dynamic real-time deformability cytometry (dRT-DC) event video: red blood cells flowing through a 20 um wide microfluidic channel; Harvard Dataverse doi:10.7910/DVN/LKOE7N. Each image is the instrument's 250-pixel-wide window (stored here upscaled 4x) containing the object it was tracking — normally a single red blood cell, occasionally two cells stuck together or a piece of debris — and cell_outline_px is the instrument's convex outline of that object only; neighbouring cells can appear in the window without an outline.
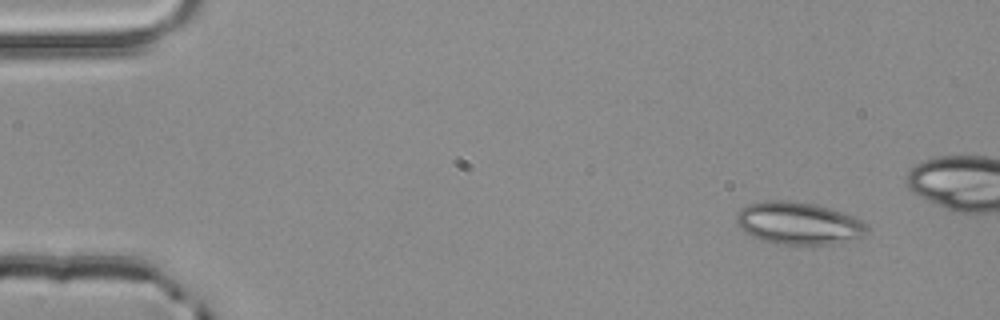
{"species": "common noctule bat (a hibernating species)", "species_latin": "Nyctalus noctula", "temperature_condition": "room temperature", "stored_images_in_passage": 4, "camera_frame_rate_fps": 3000, "um_per_image_px": 0.085, "animal": {"sex": "male", "body_mass_g": 20.4}, "frame": {"image": 1, "passage_image": 1, "time_ms": 0.0, "image_size_px": [1000, 320], "cell_outline_px": [[868, 232], [864, 236], [832, 244], [776, 244], [752, 236], [744, 232], [736, 224], [736, 216], [748, 204], [764, 200], [788, 200], [812, 204], [828, 208], [852, 216], [868, 224]], "centroid_in_image_um": [67.87, 18.98], "position_along_channel_um": 17.1, "area_um2": 32.02}}